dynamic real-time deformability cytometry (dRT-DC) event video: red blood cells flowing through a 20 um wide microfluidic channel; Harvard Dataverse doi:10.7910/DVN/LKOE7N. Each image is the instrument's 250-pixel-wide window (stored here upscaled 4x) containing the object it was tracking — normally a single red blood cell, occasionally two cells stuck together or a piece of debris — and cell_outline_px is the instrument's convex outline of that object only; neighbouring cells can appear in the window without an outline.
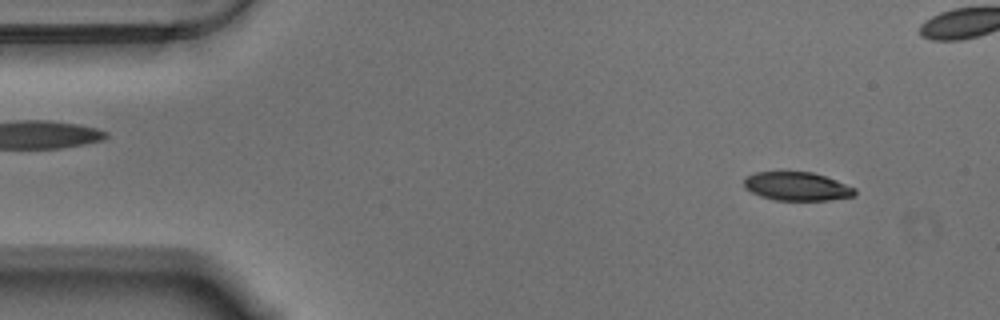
{"species": "Egyptian fruit bat (a non-hibernating species)", "species_latin": "Rousettus aegyptiacus", "temperature_condition": "warm", "stored_images_in_passage": 29, "camera_frame_rate_fps": 3000, "um_per_image_px": 0.085, "animal": {"sex": "male"}, "frame": {"image": 1, "passage_image": 5, "time_ms": 1.333, "image_size_px": [1000, 320], "cell_outline_px": [[856, 192], [852, 196], [828, 200], [776, 200], [760, 196], [744, 188], [744, 176], [756, 172], [812, 172], [836, 180], [856, 188]], "centroid_in_image_um": [67.71, 15.83], "position_along_channel_um": 17.3, "area_um2": 18.38}}
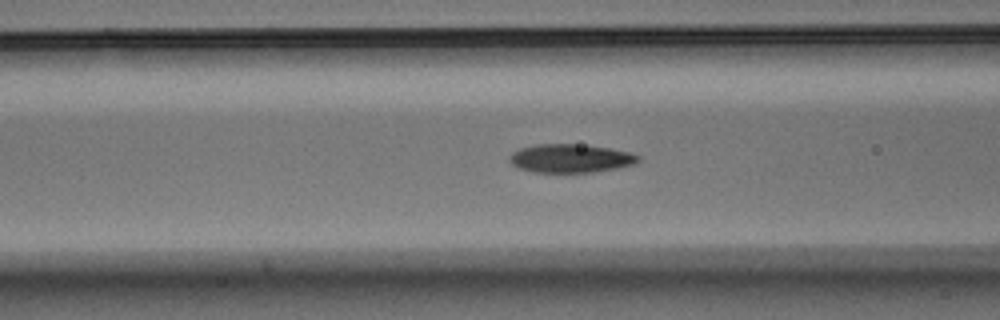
{"frame": {"image": 2, "passage_image": 21, "time_ms": 6.667, "image_size_px": [1000, 320], "cell_outline_px": [[640, 160], [636, 164], [616, 168], [592, 172], [532, 172], [516, 168], [508, 160], [508, 156], [512, 152], [520, 148], [536, 144], [576, 144], [608, 148], [628, 152], [640, 156]], "centroid_in_image_um": [48.44, 13.46], "position_along_channel_um": 118.2, "area_um2": 21.44}}
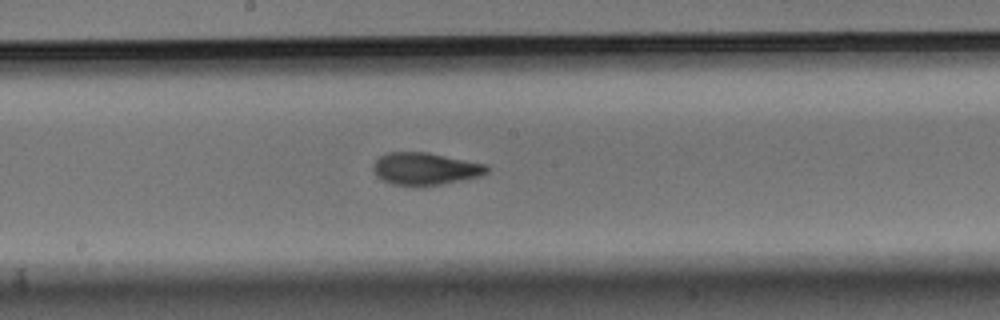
{"frame": {"image": 3, "passage_image": 29, "time_ms": 9.333, "image_size_px": [1000, 320], "cell_outline_px": [[488, 172], [480, 176], [440, 184], [392, 184], [376, 176], [372, 168], [372, 164], [380, 156], [388, 152], [428, 152], [488, 164]], "centroid_in_image_um": [36.15, 14.31], "position_along_channel_um": 212.1, "area_um2": 21.1}}